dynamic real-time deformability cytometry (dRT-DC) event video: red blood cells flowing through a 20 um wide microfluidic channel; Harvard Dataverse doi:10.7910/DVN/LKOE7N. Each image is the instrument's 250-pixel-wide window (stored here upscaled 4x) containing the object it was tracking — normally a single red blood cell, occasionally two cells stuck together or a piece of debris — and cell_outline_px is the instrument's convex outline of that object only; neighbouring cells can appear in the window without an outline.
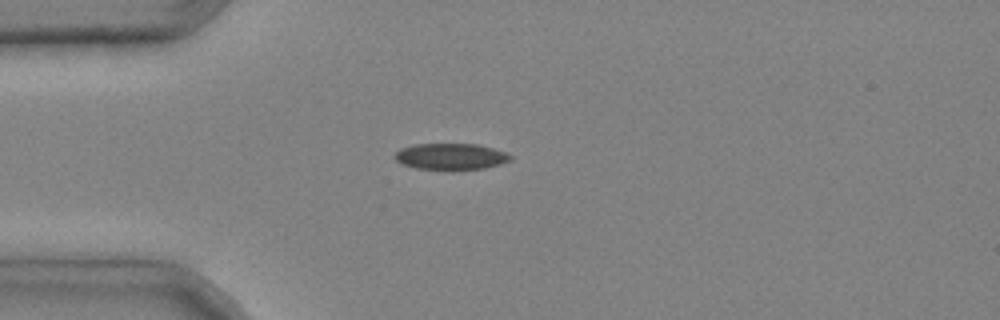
{"species": "common noctule bat (a hibernating species)", "species_latin": "Nyctalus noctula", "temperature_condition": "cold", "stored_images_in_passage": 2, "camera_frame_rate_fps": 3000, "um_per_image_px": 0.085, "animal": {"sex": "male", "body_mass_g": 20.4}, "frame": {"image": 1, "passage_image": 2, "time_ms": 0.333, "image_size_px": [1000, 320], "cell_outline_px": [[512, 160], [500, 164], [484, 168], [416, 168], [404, 164], [396, 160], [392, 156], [400, 148], [412, 144], [480, 144], [504, 152], [512, 156]], "centroid_in_image_um": [38.3, 13.27], "position_along_channel_um": 46.7, "area_um2": 17.34}}